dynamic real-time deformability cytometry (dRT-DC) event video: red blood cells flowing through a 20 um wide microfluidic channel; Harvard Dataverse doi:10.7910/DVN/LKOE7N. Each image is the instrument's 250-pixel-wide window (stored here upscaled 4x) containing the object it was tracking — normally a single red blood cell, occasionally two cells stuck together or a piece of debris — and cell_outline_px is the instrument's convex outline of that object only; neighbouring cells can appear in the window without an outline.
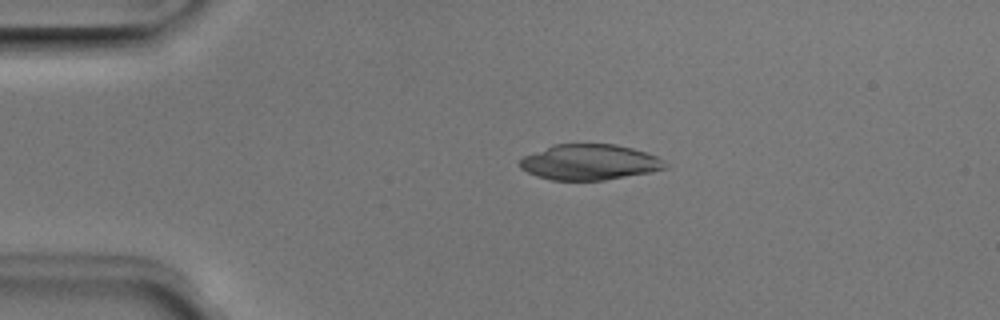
{"species": "Egyptian fruit bat (a non-hibernating species)", "species_latin": "Rousettus aegyptiacus", "temperature_condition": "room temperature", "stored_images_in_passage": 3, "camera_frame_rate_fps": 3000, "um_per_image_px": 0.085, "animal": {"sex": "male"}, "frame": {"image": 1, "passage_image": 2, "time_ms": 0.333, "image_size_px": [1000, 320], "cell_outline_px": [[668, 168], [652, 172], [604, 180], [552, 180], [536, 176], [520, 168], [520, 160], [524, 156], [552, 144], [616, 144], [632, 148], [656, 156], [664, 160]], "centroid_in_image_um": [50.12, 13.78], "position_along_channel_um": 34.9, "area_um2": 30.17}}